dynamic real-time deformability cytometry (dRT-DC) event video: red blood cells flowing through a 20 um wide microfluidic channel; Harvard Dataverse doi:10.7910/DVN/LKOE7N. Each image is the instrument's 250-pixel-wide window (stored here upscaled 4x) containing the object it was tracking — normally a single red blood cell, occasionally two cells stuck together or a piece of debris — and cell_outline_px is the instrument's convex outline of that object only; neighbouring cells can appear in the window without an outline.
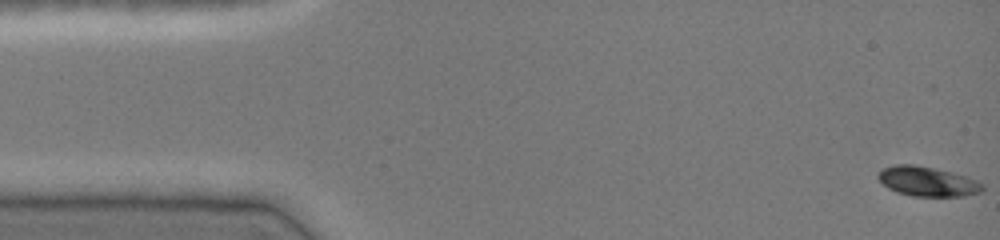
{"species": "common noctule bat (a hibernating species)", "species_latin": "Nyctalus noctula", "temperature_condition": "cold", "stored_images_in_passage": 47, "camera_frame_rate_fps": 3000, "um_per_image_px": 0.085, "animal": {"sex": "female", "body_mass_g": 19.0, "forearm_length_mm": 51.5}, "frame": {"image": 1, "passage_image": 1, "time_ms": 0.0, "image_size_px": [1000, 240], "cell_outline_px": [[984, 188], [980, 192], [964, 196], [912, 196], [896, 192], [888, 188], [876, 176], [884, 168], [896, 164], [916, 164], [952, 172], [964, 176], [980, 184]], "centroid_in_image_um": [78.78, 15.42], "position_along_channel_um": 6.2, "area_um2": 17.74}}
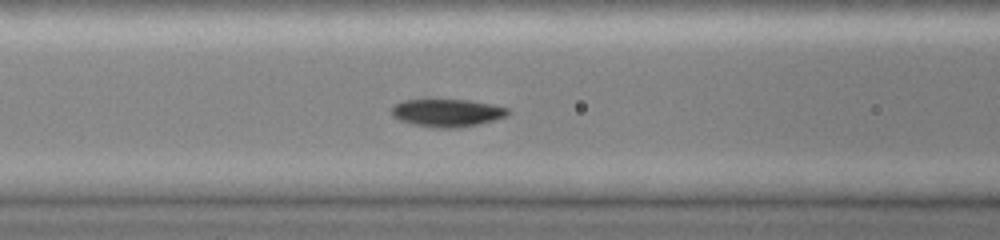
{"frame": {"image": 2, "passage_image": 19, "time_ms": 6.0, "image_size_px": [1000, 240], "cell_outline_px": [[512, 112], [504, 116], [492, 120], [460, 128], [436, 128], [416, 124], [400, 120], [392, 116], [392, 108], [396, 104], [404, 100], [424, 96], [428, 96], [468, 100], [492, 104], [508, 108]], "centroid_in_image_um": [37.96, 9.53], "position_along_channel_um": 128.6, "area_um2": 19.48}}
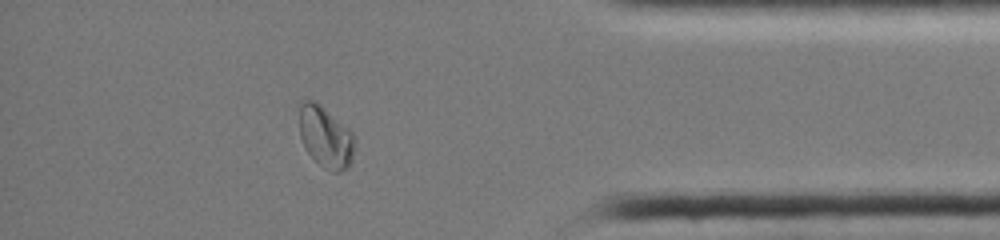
{"frame": {"image": 3, "passage_image": 41, "time_ms": 13.333, "image_size_px": [1000, 240], "cell_outline_px": [[356, 140], [352, 160], [348, 168], [340, 172], [332, 172], [324, 168], [304, 148], [300, 136], [296, 100], [316, 100], [348, 128], [356, 136]], "centroid_in_image_um": [27.64, 11.58], "position_along_channel_um": 407.6, "area_um2": 20.58}, "authors_computed_cell_mechanics": {"area_um2": 18.6694, "velocity_mm_per_s": 4.0518, "shape_relaxation_time_tau1_ms": 3.498, "shape_relaxation_time_tau2_ms": null, "deformation_change_tau1": 0.1443, "deformation_change_tau2": null}}